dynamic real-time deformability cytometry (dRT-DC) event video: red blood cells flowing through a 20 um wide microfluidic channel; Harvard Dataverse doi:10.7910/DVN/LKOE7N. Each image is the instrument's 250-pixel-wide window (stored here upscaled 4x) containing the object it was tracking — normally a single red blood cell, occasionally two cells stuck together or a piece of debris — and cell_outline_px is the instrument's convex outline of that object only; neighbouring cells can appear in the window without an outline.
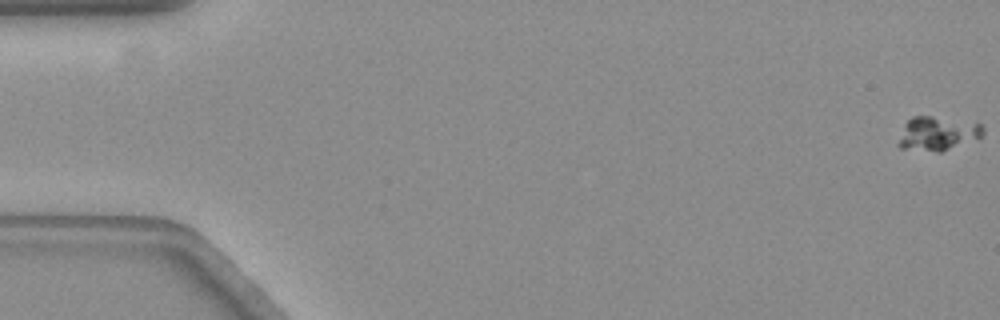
{"species": "common noctule bat (a hibernating species)", "species_latin": "Nyctalus noctula", "temperature_condition": "warm", "stored_images_in_passage": 9, "camera_frame_rate_fps": 3000, "um_per_image_px": 0.085, "animal": {"sex": "female", "body_mass_g": 19.3, "forearm_length_mm": 54.1}, "frame": {"image": 1, "passage_image": 1, "time_ms": 0.0, "image_size_px": [1000, 320], "cell_outline_px": [[984, 132], [980, 136], [940, 152], [936, 152], [900, 148], [896, 144], [904, 124], [912, 116], [932, 116], [980, 124], [984, 128]], "centroid_in_image_um": [79.6, 11.35], "position_along_channel_um": 5.4, "area_um2": 16.42}}